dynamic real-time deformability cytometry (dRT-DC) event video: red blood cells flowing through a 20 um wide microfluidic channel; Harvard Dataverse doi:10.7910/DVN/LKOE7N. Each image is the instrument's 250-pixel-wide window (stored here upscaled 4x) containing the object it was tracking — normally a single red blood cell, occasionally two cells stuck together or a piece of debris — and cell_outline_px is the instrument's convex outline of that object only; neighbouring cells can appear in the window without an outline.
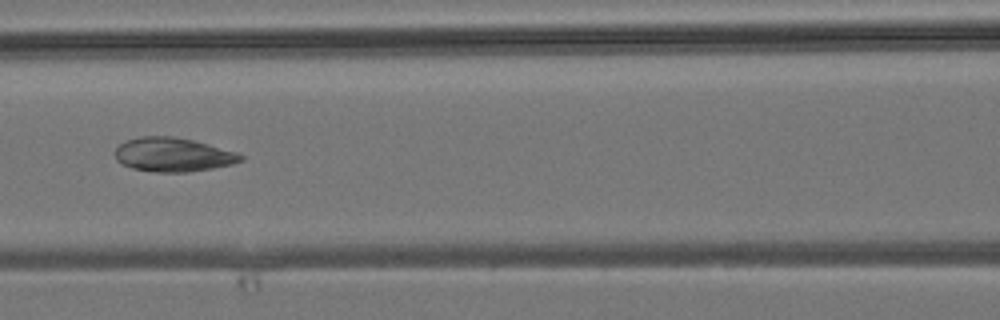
{"species": "common noctule bat (a hibernating species)", "species_latin": "Nyctalus noctula", "temperature_condition": "room temperature", "stored_images_in_passage": 6, "camera_frame_rate_fps": 3000, "um_per_image_px": 0.085, "animal": {"sex": "male", "body_mass_g": 19.2, "forearm_length_mm": 51.8}, "frame": {"image": 1, "passage_image": 6, "time_ms": 6.667, "image_size_px": [1000, 320], "cell_outline_px": [[244, 160], [232, 164], [212, 168], [188, 172], [156, 172], [132, 168], [116, 160], [116, 148], [124, 140], [140, 136], [172, 136], [192, 140], [208, 144], [236, 152], [244, 156]], "centroid_in_image_um": [14.7, 13.14], "position_along_channel_um": 151.9, "area_um2": 24.8}}